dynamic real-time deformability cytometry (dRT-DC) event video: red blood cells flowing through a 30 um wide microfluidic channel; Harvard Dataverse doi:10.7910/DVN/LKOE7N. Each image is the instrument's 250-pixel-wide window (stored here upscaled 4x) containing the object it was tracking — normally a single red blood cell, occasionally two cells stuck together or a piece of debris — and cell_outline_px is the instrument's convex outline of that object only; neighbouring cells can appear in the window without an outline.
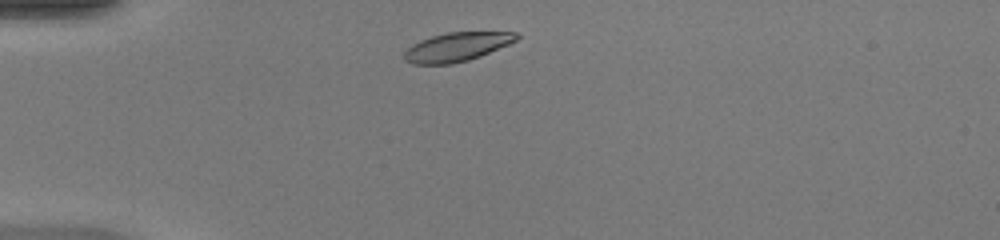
{"species": "common noctule bat (a hibernating species)", "species_latin": "Nyctalus noctula", "temperature_condition": "warm", "stored_images_in_passage": 38, "camera_frame_rate_fps": 3000, "um_per_image_px": 0.085, "animal": {"sex": "female", "body_mass_g": 20.0, "forearm_length_mm": 54.0}, "frame": {"image": 1, "passage_image": 2, "time_ms": 0.333, "image_size_px": [1000, 240], "cell_outline_px": [[520, 36], [516, 40], [508, 44], [480, 56], [468, 60], [452, 64], [412, 64], [404, 60], [404, 52], [412, 44], [420, 40], [432, 36], [448, 32], [516, 32]], "centroid_in_image_um": [38.8, 3.99], "position_along_channel_um": 46.2, "area_um2": 18.79}}
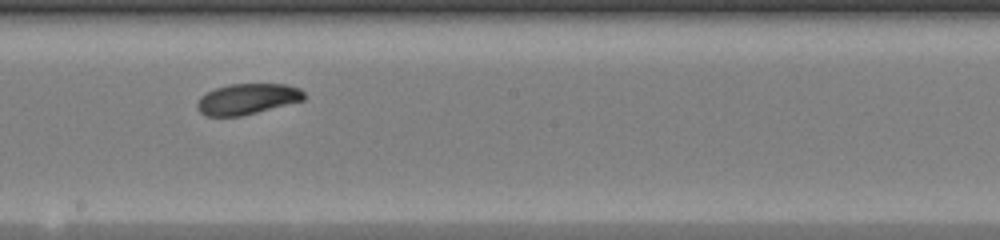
{"frame": {"image": 2, "passage_image": 17, "time_ms": 5.333, "image_size_px": [1000, 240], "cell_outline_px": [[304, 100], [240, 116], [204, 116], [196, 108], [196, 104], [200, 96], [216, 88], [228, 84], [284, 84], [300, 88], [304, 92]], "centroid_in_image_um": [20.99, 8.41], "position_along_channel_um": 227.2, "area_um2": 19.07}}
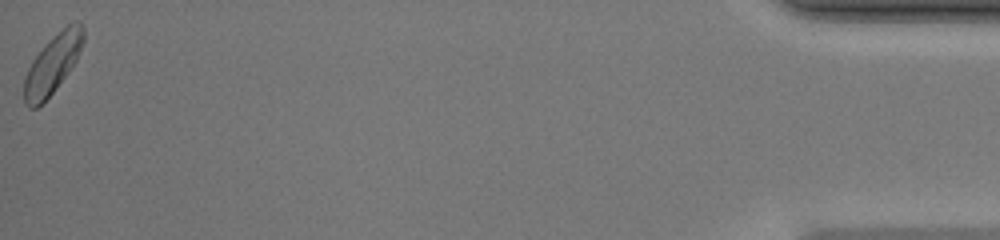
{"frame": {"image": 3, "passage_image": 38, "time_ms": 12.333, "image_size_px": [1000, 240], "cell_outline_px": [[84, 40], [76, 60], [68, 72], [52, 92], [36, 108], [28, 108], [24, 104], [24, 76], [32, 60], [44, 44], [68, 24], [76, 20], [80, 20], [84, 28]], "centroid_in_image_um": [4.47, 5.41], "position_along_channel_um": 430.7, "area_um2": 20.17}, "authors_computed_cell_mechanics": {"area_um2": 19.5942, "velocity_mm_per_s": 4.1903, "shape_relaxation_time_tau1_ms": 3.978, "shape_relaxation_time_tau2_ms": 6.393, "deformation_change_tau1": 0.1085, "deformation_change_tau2": 0.0964}}